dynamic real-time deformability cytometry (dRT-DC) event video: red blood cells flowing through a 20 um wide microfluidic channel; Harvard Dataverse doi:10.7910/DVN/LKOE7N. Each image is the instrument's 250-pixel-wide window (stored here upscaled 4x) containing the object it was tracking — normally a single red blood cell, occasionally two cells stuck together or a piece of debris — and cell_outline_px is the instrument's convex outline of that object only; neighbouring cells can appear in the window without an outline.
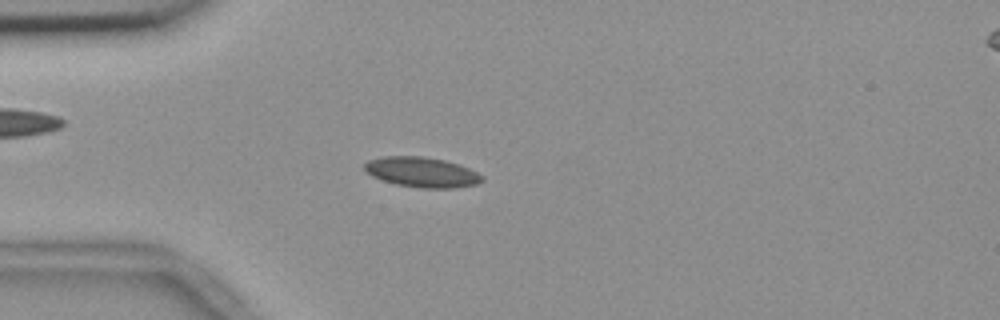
{"species": "common noctule bat (a hibernating species)", "species_latin": "Nyctalus noctula", "temperature_condition": "room temperature", "stored_images_in_passage": 54, "camera_frame_rate_fps": 3000, "um_per_image_px": 0.085, "animal": {"sex": "female", "body_mass_g": 18.4}, "frame": {"image": 1, "passage_image": 14, "time_ms": 4.333, "image_size_px": [1000, 320], "cell_outline_px": [[484, 180], [476, 184], [456, 188], [420, 188], [396, 184], [372, 176], [364, 168], [364, 164], [368, 160], [384, 156], [424, 156], [444, 160], [468, 168], [484, 176]], "centroid_in_image_um": [35.87, 14.63], "position_along_channel_um": 49.1, "area_um2": 20.52}}
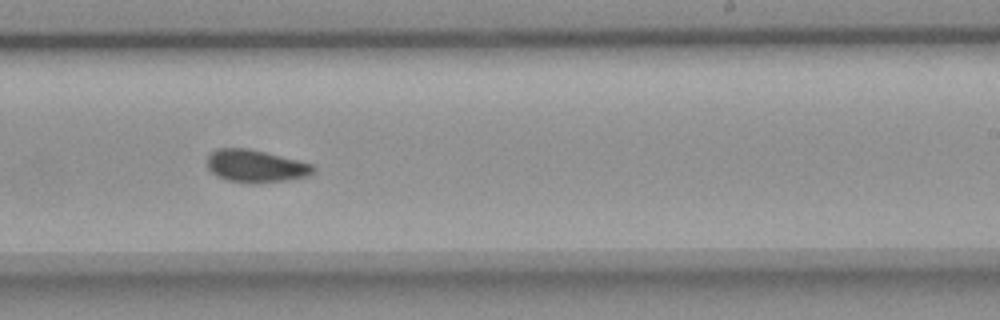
{"frame": {"image": 2, "passage_image": 33, "time_ms": 10.667, "image_size_px": [1000, 320], "cell_outline_px": [[316, 172], [308, 176], [292, 180], [256, 184], [248, 184], [228, 180], [212, 172], [208, 168], [208, 156], [216, 148], [248, 148], [312, 164], [316, 168]], "centroid_in_image_um": [21.78, 14.14], "position_along_channel_um": 267.2, "area_um2": 20.23}}
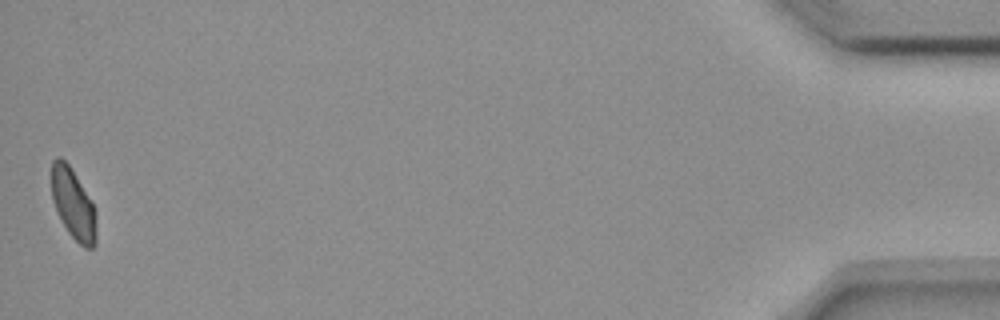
{"frame": {"image": 3, "passage_image": 54, "time_ms": 17.667, "image_size_px": [1000, 320], "cell_outline_px": [[96, 244], [92, 248], [84, 248], [68, 232], [52, 200], [52, 160], [56, 156], [60, 156], [72, 168], [92, 204], [96, 212]], "centroid_in_image_um": [6.23, 17.33], "position_along_channel_um": 429.0, "area_um2": 18.15}, "authors_computed_cell_mechanics": {"area_um2": 19.8254, "velocity_mm_per_s": 3.6466, "shape_relaxation_time_tau1_ms": null, "shape_relaxation_time_tau2_ms": 2.0196, "deformation_change_tau1": null, "deformation_change_tau2": 0.0686}}